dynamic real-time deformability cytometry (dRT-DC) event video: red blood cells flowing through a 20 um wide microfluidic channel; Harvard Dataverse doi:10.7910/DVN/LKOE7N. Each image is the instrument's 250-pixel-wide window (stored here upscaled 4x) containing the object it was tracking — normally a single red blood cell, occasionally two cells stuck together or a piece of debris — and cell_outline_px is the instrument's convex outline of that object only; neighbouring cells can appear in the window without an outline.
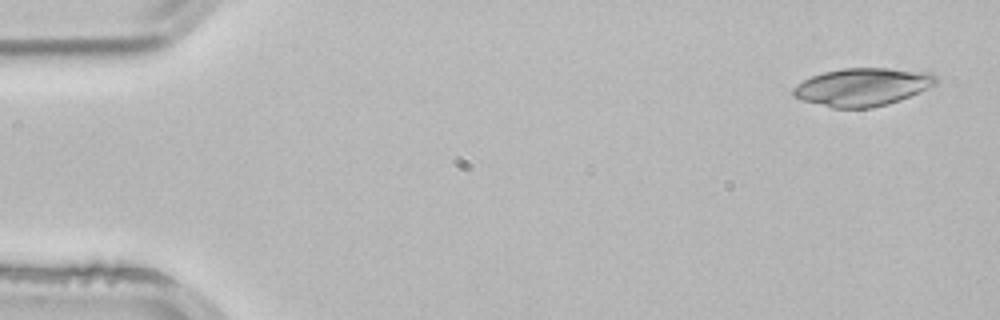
{"species": "common noctule bat (a hibernating species)", "species_latin": "Nyctalus noctula", "temperature_condition": "room temperature", "stored_images_in_passage": 3, "camera_frame_rate_fps": 3000, "um_per_image_px": 0.085, "animal": {"sex": "male", "body_mass_g": 21.5, "forearm_length_mm": 52.0}, "frame": {"image": 1, "passage_image": 1, "time_ms": 0.0, "image_size_px": [1000, 320], "cell_outline_px": [[940, 80], [936, 84], [920, 92], [900, 100], [888, 104], [872, 108], [832, 108], [800, 100], [792, 96], [792, 88], [804, 80], [812, 76], [824, 72], [844, 68], [888, 68], [932, 72]], "centroid_in_image_um": [73.33, 7.4], "position_along_channel_um": 11.7, "area_um2": 31.85}}
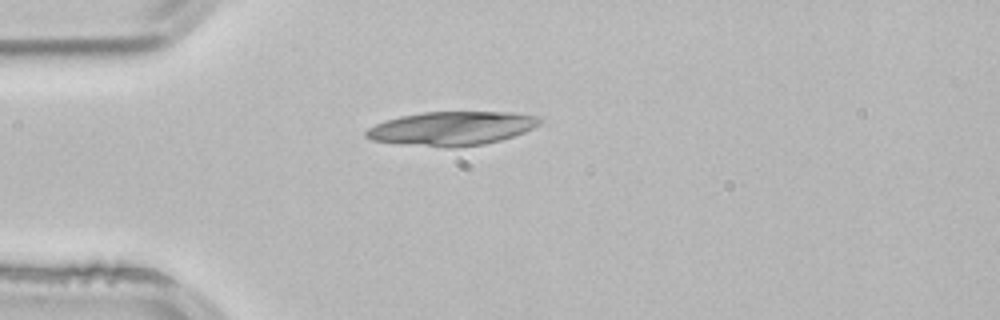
{"frame": {"image": 2, "passage_image": 3, "time_ms": 0.667, "image_size_px": [1000, 320], "cell_outline_px": [[540, 120], [532, 128], [524, 132], [500, 140], [484, 144], [400, 144], [372, 140], [364, 136], [364, 132], [368, 128], [384, 120], [400, 116], [424, 112], [512, 112], [536, 116]], "centroid_in_image_um": [38.34, 10.87], "position_along_channel_um": 46.7, "area_um2": 32.89}}